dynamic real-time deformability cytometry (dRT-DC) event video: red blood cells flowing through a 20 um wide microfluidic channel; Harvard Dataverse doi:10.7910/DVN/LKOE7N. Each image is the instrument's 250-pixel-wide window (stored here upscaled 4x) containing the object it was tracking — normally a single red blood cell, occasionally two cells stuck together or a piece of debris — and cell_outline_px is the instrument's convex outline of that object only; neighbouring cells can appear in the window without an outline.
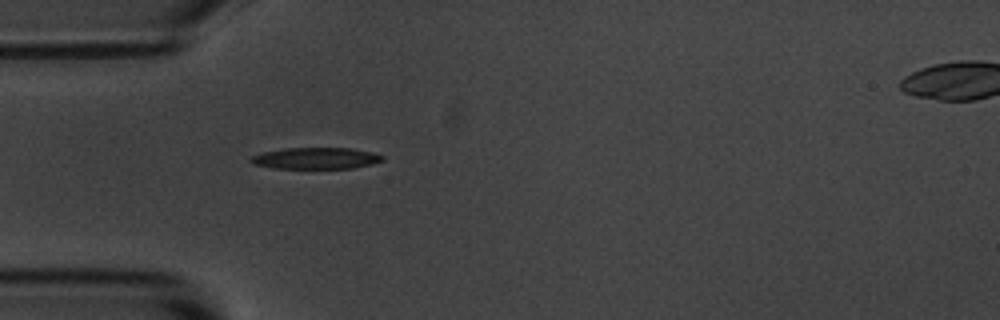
{"species": "common noctule bat (a hibernating species)", "species_latin": "Nyctalus noctula", "temperature_condition": "room temperature", "stored_images_in_passage": 3, "camera_frame_rate_fps": 3000, "um_per_image_px": 0.085, "animal": {"sex": "male", "body_mass_g": 20.1, "forearm_length_mm": 53.5}, "frame": {"image": 1, "passage_image": 2, "time_ms": 1.333, "image_size_px": [1000, 320], "cell_outline_px": [[384, 160], [372, 164], [352, 168], [272, 168], [252, 164], [248, 160], [252, 156], [264, 152], [284, 148], [352, 148], [372, 152], [384, 156]], "centroid_in_image_um": [26.84, 13.45], "position_along_channel_um": 58.2, "area_um2": 16.47}}